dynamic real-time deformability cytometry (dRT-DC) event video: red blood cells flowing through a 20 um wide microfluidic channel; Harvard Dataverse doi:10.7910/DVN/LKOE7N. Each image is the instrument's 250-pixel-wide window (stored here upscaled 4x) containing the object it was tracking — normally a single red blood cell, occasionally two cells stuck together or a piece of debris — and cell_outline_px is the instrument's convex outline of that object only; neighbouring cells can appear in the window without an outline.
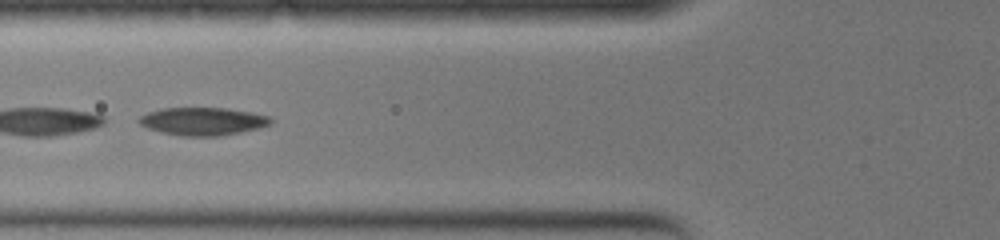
{"species": "common noctule bat (a hibernating species)", "species_latin": "Nyctalus noctula", "temperature_condition": "warm", "stored_images_in_passage": 26, "camera_frame_rate_fps": 3000, "um_per_image_px": 0.085, "animal": {"sex": "female", "body_mass_g": 19.0, "forearm_length_mm": 51.5}, "frame": {"image": 1, "passage_image": 20, "time_ms": 6.333, "image_size_px": [1000, 240], "cell_outline_px": [[272, 124], [260, 128], [220, 136], [180, 136], [148, 128], [140, 124], [136, 120], [140, 116], [148, 112], [164, 108], [228, 108], [268, 116], [272, 120]], "centroid_in_image_um": [17.24, 10.31], "position_along_channel_um": 108.6, "area_um2": 21.27}}